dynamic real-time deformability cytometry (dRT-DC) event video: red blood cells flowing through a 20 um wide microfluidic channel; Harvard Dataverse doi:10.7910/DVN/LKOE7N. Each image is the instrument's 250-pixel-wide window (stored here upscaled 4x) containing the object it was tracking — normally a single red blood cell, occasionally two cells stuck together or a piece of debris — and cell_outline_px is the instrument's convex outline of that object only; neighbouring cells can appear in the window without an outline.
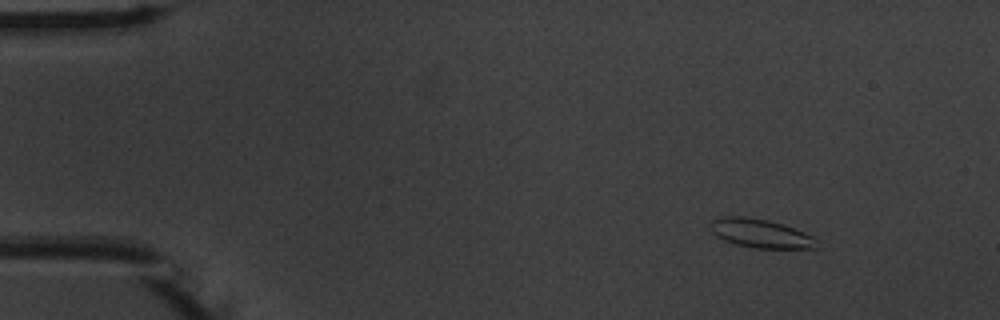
{"species": "common noctule bat (a hibernating species)", "species_latin": "Nyctalus noctula", "temperature_condition": "warm", "stored_images_in_passage": 12, "camera_frame_rate_fps": 3000, "um_per_image_px": 0.085, "animal": {"sex": "male", "body_mass_g": 20.1, "forearm_length_mm": 53.5}, "frame": {"image": 1, "passage_image": 2, "time_ms": 0.333, "image_size_px": [1000, 320], "cell_outline_px": [[820, 248], [752, 248], [736, 244], [724, 240], [716, 236], [712, 232], [708, 224], [712, 220], [724, 216], [744, 216], [768, 220], [784, 224], [804, 232], [812, 236], [816, 240]], "centroid_in_image_um": [64.63, 19.83], "position_along_channel_um": 20.4, "area_um2": 17.98}}